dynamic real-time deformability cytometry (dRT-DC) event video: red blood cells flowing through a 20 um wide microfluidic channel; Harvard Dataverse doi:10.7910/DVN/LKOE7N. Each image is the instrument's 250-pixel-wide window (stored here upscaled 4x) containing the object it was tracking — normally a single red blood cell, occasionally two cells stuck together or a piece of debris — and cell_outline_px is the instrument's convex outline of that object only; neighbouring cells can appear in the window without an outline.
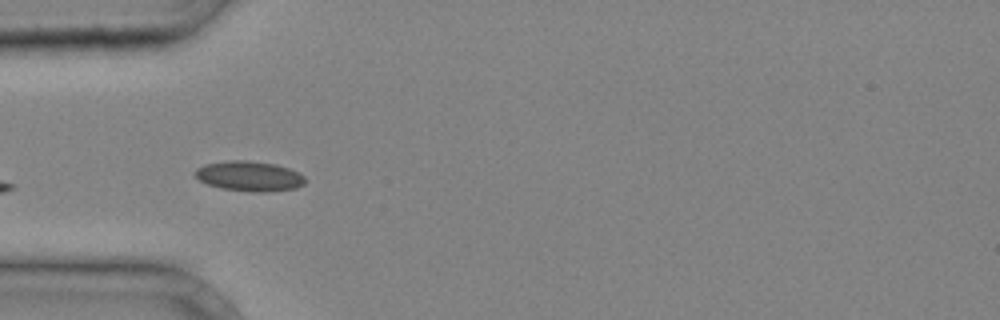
{"species": "common noctule bat (a hibernating species)", "species_latin": "Nyctalus noctula", "temperature_condition": "cold", "stored_images_in_passage": 27, "camera_frame_rate_fps": 3000, "um_per_image_px": 0.085, "animal": {"sex": "male", "body_mass_g": 20.4}, "frame": {"image": 1, "passage_image": 1, "time_ms": 0.0, "image_size_px": [1000, 320], "cell_outline_px": [[304, 184], [296, 188], [264, 192], [256, 192], [224, 188], [208, 184], [200, 180], [196, 176], [196, 168], [204, 164], [228, 160], [248, 160], [276, 164], [300, 172], [304, 176]], "centroid_in_image_um": [21.22, 14.95], "position_along_channel_um": 63.8, "area_um2": 19.13}}